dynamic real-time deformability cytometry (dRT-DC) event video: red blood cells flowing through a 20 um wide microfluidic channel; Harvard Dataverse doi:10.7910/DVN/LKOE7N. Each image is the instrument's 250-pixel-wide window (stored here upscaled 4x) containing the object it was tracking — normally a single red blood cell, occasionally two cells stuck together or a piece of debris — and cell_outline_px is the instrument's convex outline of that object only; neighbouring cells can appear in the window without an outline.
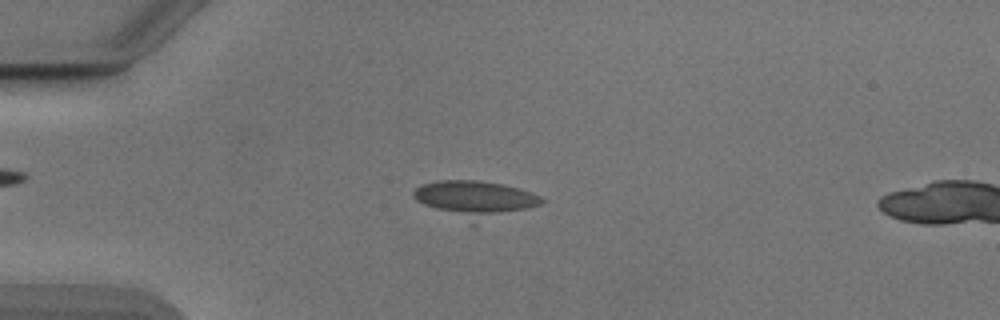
{"species": "Egyptian fruit bat (a non-hibernating species)", "species_latin": "Rousettus aegyptiacus", "temperature_condition": "cold", "stored_images_in_passage": 53, "segment_of_instrument_passage": [1, 2], "camera_frame_rate_fps": 3000, "um_per_image_px": 0.085, "animal": {"sex": "male"}, "frame": {"image": 1, "passage_image": 13, "time_ms": 4.0, "image_size_px": [1000, 320], "cell_outline_px": [[544, 200], [540, 204], [476, 224], [472, 224], [424, 204], [416, 200], [412, 196], [412, 192], [420, 184], [436, 180], [476, 180], [504, 184], [520, 188], [532, 192], [540, 196]], "centroid_in_image_um": [40.36, 16.91], "position_along_channel_um": 44.6, "area_um2": 27.22}}
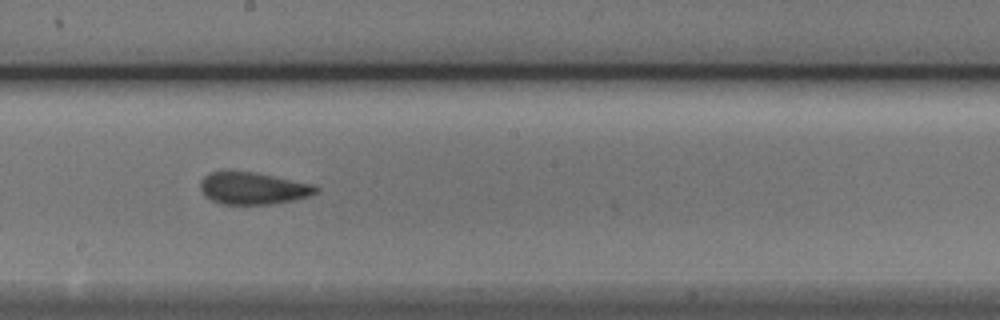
{"frame": {"image": 2, "passage_image": 29, "time_ms": 9.333, "image_size_px": [1000, 320], "cell_outline_px": [[320, 188], [316, 192], [308, 196], [292, 200], [268, 204], [220, 204], [204, 196], [200, 188], [200, 180], [208, 172], [228, 168], [256, 172], [312, 184]], "centroid_in_image_um": [21.41, 15.96], "position_along_channel_um": 226.8, "area_um2": 22.14}}
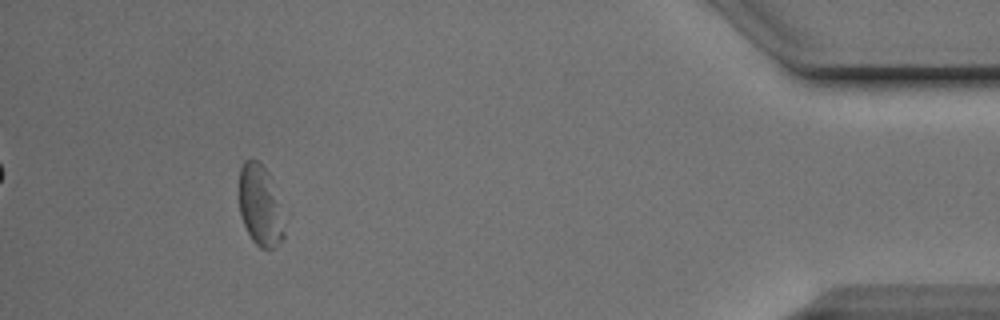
{"frame": {"image": 3, "passage_image": 48, "time_ms": 15.667, "image_size_px": [1000, 320], "cell_outline_px": [[284, 240], [272, 248], [260, 248], [252, 240], [240, 216], [240, 168], [244, 160], [256, 160], [268, 172], [280, 204], [284, 232]], "centroid_in_image_um": [22.11, 17.49], "position_along_channel_um": 413.1, "area_um2": 20.92}}